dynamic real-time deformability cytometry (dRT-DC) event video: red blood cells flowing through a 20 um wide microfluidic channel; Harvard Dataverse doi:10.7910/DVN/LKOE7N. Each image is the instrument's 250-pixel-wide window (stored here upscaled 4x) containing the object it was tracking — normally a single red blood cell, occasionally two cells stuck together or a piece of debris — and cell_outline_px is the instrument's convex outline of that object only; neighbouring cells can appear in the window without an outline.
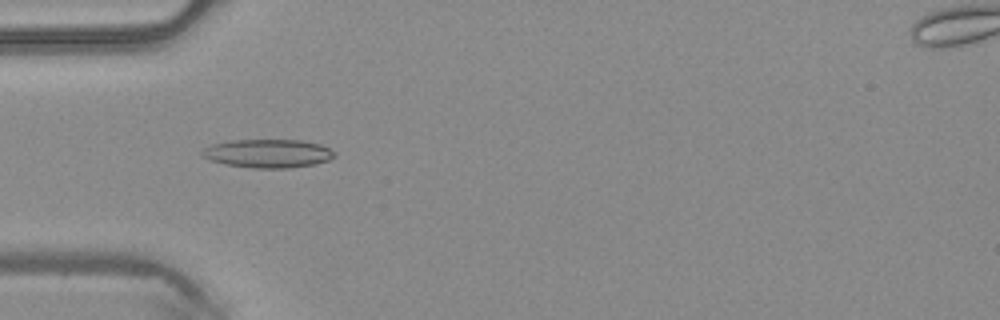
{"species": "common noctule bat (a hibernating species)", "species_latin": "Nyctalus noctula", "temperature_condition": "warm", "stored_images_in_passage": 48, "camera_frame_rate_fps": 3000, "um_per_image_px": 0.085, "animal": {"sex": "male", "body_mass_g": 20.4}, "frame": {"image": 1, "passage_image": 15, "time_ms": 4.667, "image_size_px": [1000, 320], "cell_outline_px": [[336, 156], [328, 160], [316, 164], [288, 168], [252, 168], [224, 164], [208, 160], [200, 152], [204, 148], [212, 144], [232, 140], [300, 140], [320, 144], [336, 152]], "centroid_in_image_um": [22.77, 13.05], "position_along_channel_um": 62.2, "area_um2": 22.08}}
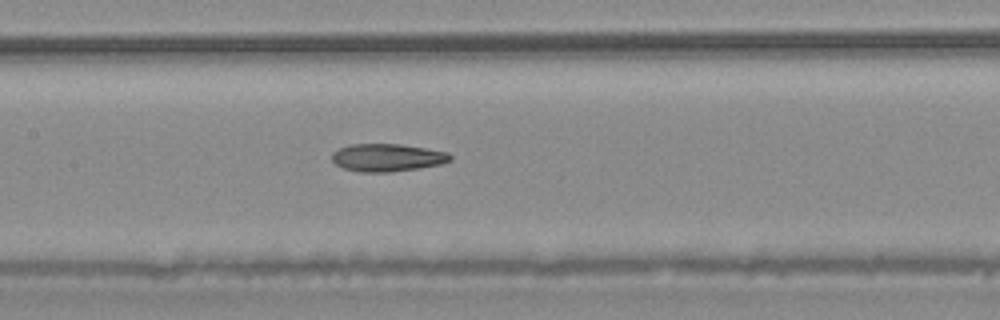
{"frame": {"image": 2, "passage_image": 23, "time_ms": 7.333, "image_size_px": [1000, 320], "cell_outline_px": [[452, 160], [440, 164], [420, 168], [392, 172], [360, 172], [344, 168], [336, 164], [332, 160], [332, 152], [348, 144], [400, 144], [448, 152], [452, 156]], "centroid_in_image_um": [32.92, 13.39], "position_along_channel_um": 174.5, "area_um2": 19.13}}
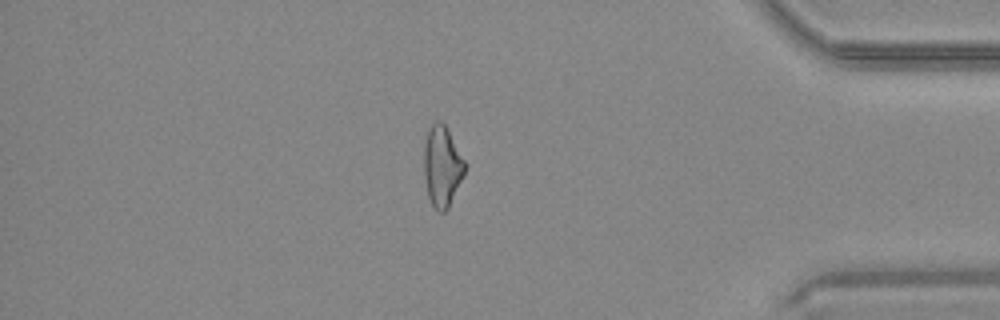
{"frame": {"image": 3, "passage_image": 41, "time_ms": 13.333, "image_size_px": [1000, 320], "cell_outline_px": [[464, 176], [448, 208], [444, 212], [440, 212], [432, 204], [428, 196], [424, 176], [424, 144], [428, 128], [436, 120], [440, 120], [444, 124], [464, 160]], "centroid_in_image_um": [37.56, 14.13], "position_along_channel_um": 397.6, "area_um2": 18.96}, "authors_computed_cell_mechanics": {"area_um2": 20.0855, "velocity_mm_per_s": 4.2518, "shape_relaxation_time_tau1_ms": null, "shape_relaxation_time_tau2_ms": 5.724, "deformation_change_tau1": null, "deformation_change_tau2": 0.1848}}